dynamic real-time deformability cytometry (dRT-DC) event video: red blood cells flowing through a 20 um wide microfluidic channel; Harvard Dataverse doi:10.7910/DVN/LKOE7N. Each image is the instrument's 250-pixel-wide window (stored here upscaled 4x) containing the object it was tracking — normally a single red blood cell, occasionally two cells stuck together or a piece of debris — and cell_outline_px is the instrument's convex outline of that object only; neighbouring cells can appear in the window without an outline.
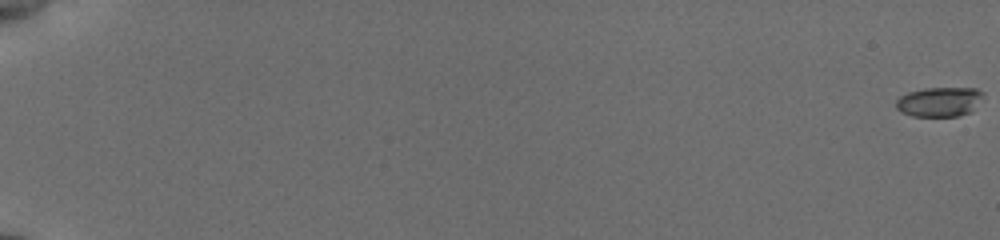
{"species": "common noctule bat (a hibernating species)", "species_latin": "Nyctalus noctula", "temperature_condition": "cold", "stored_images_in_passage": 18, "camera_frame_rate_fps": 3000, "um_per_image_px": 0.085, "animal": {"sex": "female", "body_mass_g": 19.5, "forearm_length_mm": 54.1}, "frame": {"image": 1, "passage_image": 1, "time_ms": 0.0, "image_size_px": [1000, 240], "cell_outline_px": [[984, 92], [972, 112], [956, 116], [912, 116], [900, 112], [896, 108], [896, 100], [900, 96], [908, 92], [924, 88], [976, 88]], "centroid_in_image_um": [79.82, 8.65], "position_along_channel_um": 5.2, "area_um2": 15.03}}
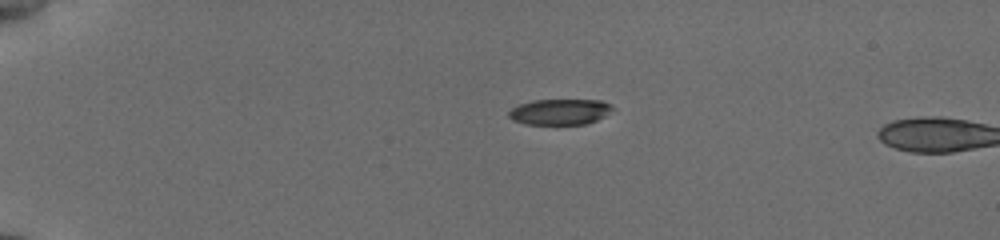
{"frame": {"image": 2, "passage_image": 16, "time_ms": 5.0, "image_size_px": [1000, 240], "cell_outline_px": [[612, 108], [604, 116], [596, 120], [584, 124], [524, 124], [512, 120], [508, 116], [508, 112], [512, 108], [520, 104], [532, 100], [600, 100], [608, 104]], "centroid_in_image_um": [47.52, 9.51], "position_along_channel_um": 37.5, "area_um2": 15.37}}